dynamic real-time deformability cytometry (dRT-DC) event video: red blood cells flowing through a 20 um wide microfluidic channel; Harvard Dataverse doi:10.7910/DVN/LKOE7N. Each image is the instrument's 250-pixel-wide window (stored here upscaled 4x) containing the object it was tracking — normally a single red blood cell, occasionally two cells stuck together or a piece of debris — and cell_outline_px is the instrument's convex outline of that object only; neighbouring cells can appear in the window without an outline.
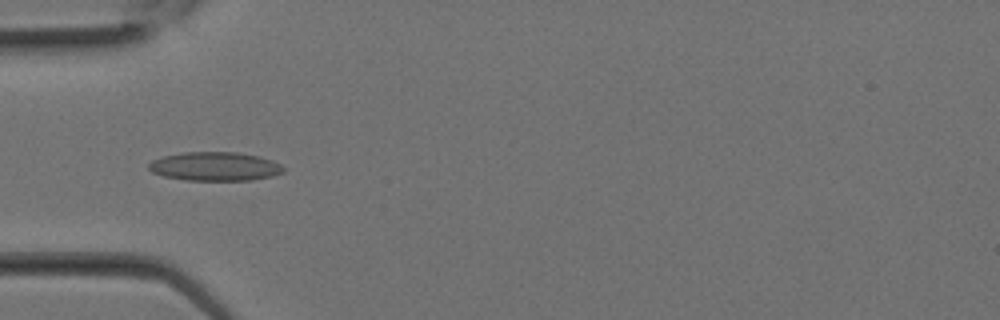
{"species": "Egyptian fruit bat (a non-hibernating species)", "species_latin": "Rousettus aegyptiacus", "temperature_condition": "room temperature", "stored_images_in_passage": 27, "camera_frame_rate_fps": 3000, "um_per_image_px": 0.085, "animal": {"sex": "female"}, "frame": {"image": 1, "passage_image": 8, "time_ms": 2.333, "image_size_px": [1000, 320], "cell_outline_px": [[284, 172], [272, 176], [252, 180], [184, 180], [164, 176], [152, 172], [148, 168], [148, 164], [152, 160], [164, 156], [184, 152], [236, 152], [260, 156], [272, 160], [280, 164], [284, 168]], "centroid_in_image_um": [18.28, 14.14], "position_along_channel_um": 66.7, "area_um2": 22.66}}
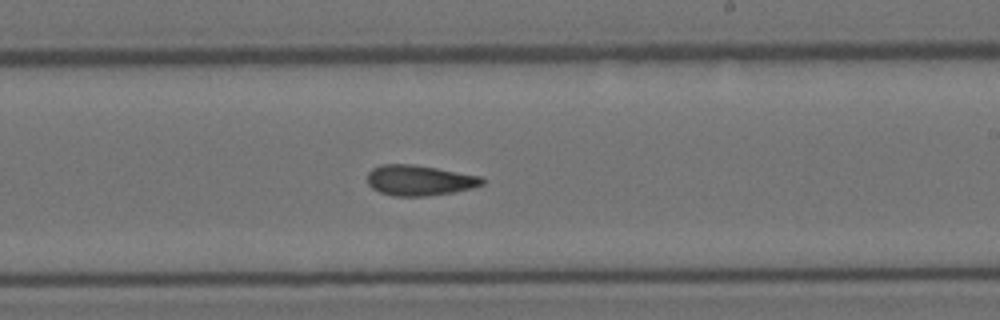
{"frame": {"image": 2, "passage_image": 16, "time_ms": 5.0, "image_size_px": [1000, 320], "cell_outline_px": [[484, 184], [472, 188], [452, 192], [424, 196], [392, 196], [380, 192], [372, 188], [368, 184], [368, 172], [372, 168], [380, 164], [412, 164], [436, 168], [480, 176], [484, 180]], "centroid_in_image_um": [35.62, 15.32], "position_along_channel_um": 253.4, "area_um2": 20.29}}
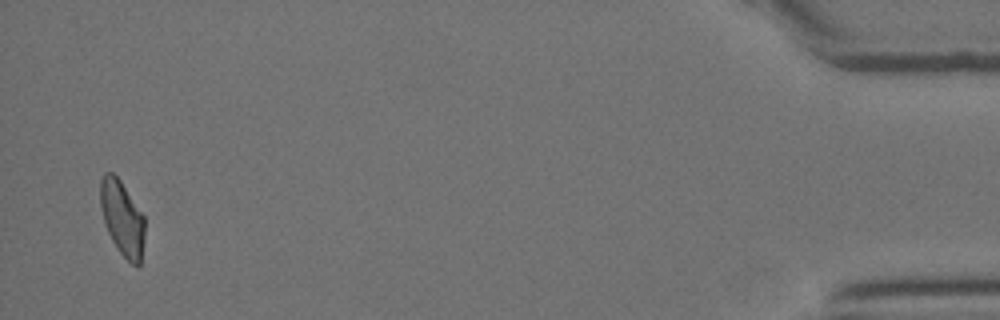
{"frame": {"image": 3, "passage_image": 27, "time_ms": 8.667, "image_size_px": [1000, 320], "cell_outline_px": [[144, 240], [140, 264], [136, 268], [116, 248], [104, 224], [100, 204], [100, 180], [104, 172], [112, 172], [120, 180], [144, 216]], "centroid_in_image_um": [10.38, 18.55], "position_along_channel_um": 424.8, "area_um2": 19.36}}